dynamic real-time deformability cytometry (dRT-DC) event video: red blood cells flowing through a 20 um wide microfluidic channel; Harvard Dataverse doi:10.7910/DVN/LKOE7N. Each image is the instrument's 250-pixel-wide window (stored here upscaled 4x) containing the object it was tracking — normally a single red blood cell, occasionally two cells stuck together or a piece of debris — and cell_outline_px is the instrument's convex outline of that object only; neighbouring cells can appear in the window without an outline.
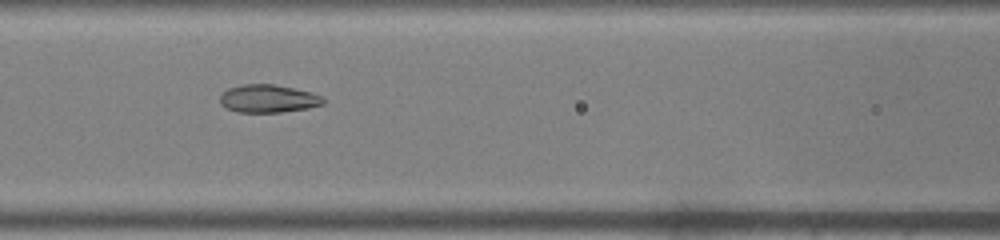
{"species": "common noctule bat (a hibernating species)", "species_latin": "Nyctalus noctula", "temperature_condition": "warm", "stored_images_in_passage": 40, "camera_frame_rate_fps": 3000, "um_per_image_px": 0.085, "animal": {"sex": "male", "body_mass_g": 19.0, "forearm_length_mm": 50.8}, "frame": {"image": 1, "passage_image": 12, "time_ms": 3.667, "image_size_px": [1000, 240], "cell_outline_px": [[324, 104], [308, 108], [280, 112], [236, 112], [220, 104], [220, 96], [228, 88], [244, 84], [276, 84], [312, 92], [324, 96]], "centroid_in_image_um": [22.83, 8.38], "position_along_channel_um": 143.8, "area_um2": 16.88}}
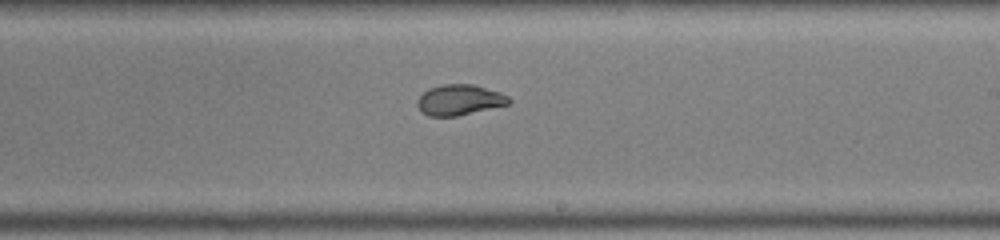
{"frame": {"image": 2, "passage_image": 20, "time_ms": 6.333, "image_size_px": [1000, 240], "cell_outline_px": [[512, 100], [508, 104], [456, 116], [428, 116], [416, 104], [416, 100], [428, 88], [440, 84], [472, 84], [500, 92], [508, 96]], "centroid_in_image_um": [39.04, 8.48], "position_along_channel_um": 250.0, "area_um2": 16.18}}
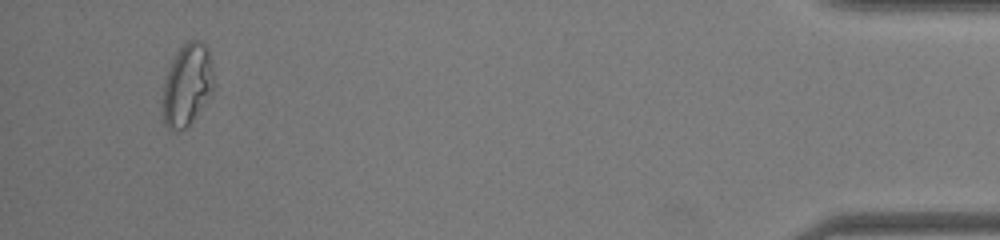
{"frame": {"image": 3, "passage_image": 38, "time_ms": 12.333, "image_size_px": [1000, 240], "cell_outline_px": [[212, 92], [192, 120], [184, 128], [168, 128], [164, 124], [160, 108], [164, 84], [168, 68], [176, 52], [188, 40], [196, 40], [204, 44], [208, 48], [212, 64]], "centroid_in_image_um": [15.86, 7.19], "position_along_channel_um": 419.3, "area_um2": 24.16}, "authors_computed_cell_mechanics": {"area_um2": 17.8602, "velocity_mm_per_s": 3.9973, "shape_relaxation_time_tau1_ms": null, "shape_relaxation_time_tau2_ms": 0.7257, "deformation_change_tau1": null, "deformation_change_tau2": 0.0495}}